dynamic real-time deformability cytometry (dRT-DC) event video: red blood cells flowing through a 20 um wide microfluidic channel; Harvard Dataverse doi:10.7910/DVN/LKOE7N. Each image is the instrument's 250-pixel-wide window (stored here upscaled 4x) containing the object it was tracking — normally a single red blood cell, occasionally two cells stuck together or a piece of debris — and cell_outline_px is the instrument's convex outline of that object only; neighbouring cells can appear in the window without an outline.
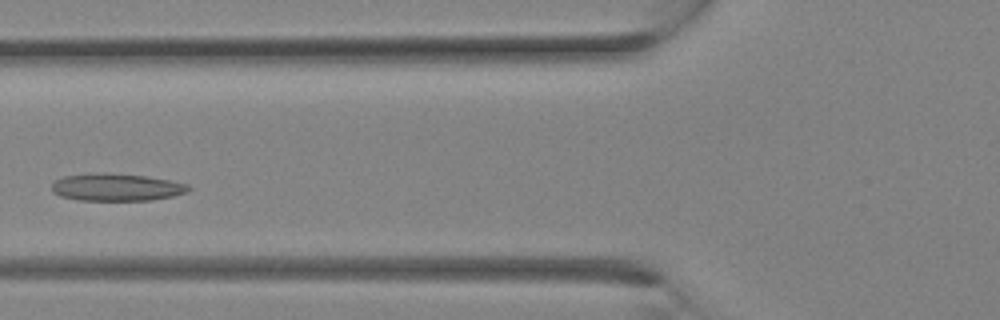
{"species": "Egyptian fruit bat (a non-hibernating species)", "species_latin": "Rousettus aegyptiacus", "temperature_condition": "room temperature", "stored_images_in_passage": 26, "camera_frame_rate_fps": 3000, "um_per_image_px": 0.085, "animal": {"sex": "female"}, "frame": {"image": 1, "passage_image": 8, "time_ms": 2.333, "image_size_px": [1000, 320], "cell_outline_px": [[192, 188], [188, 192], [172, 196], [152, 200], [76, 200], [60, 196], [52, 192], [52, 184], [56, 180], [64, 176], [104, 172], [144, 176], [172, 180], [188, 184]], "centroid_in_image_um": [9.92, 15.91], "position_along_channel_um": 115.9, "area_um2": 21.91}}
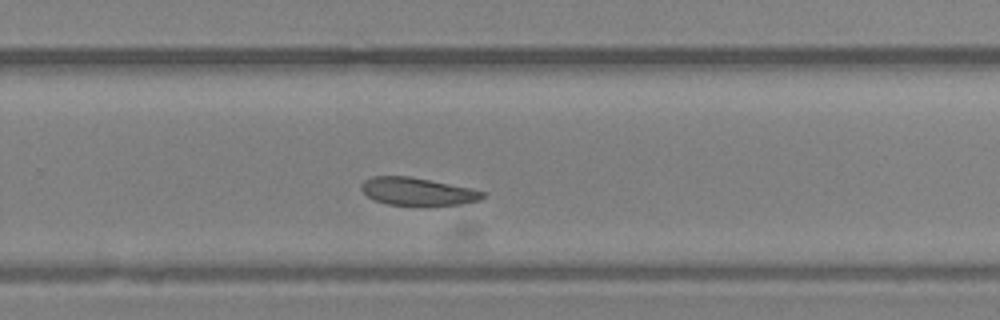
{"frame": {"image": 2, "passage_image": 16, "time_ms": 5.0, "image_size_px": [1000, 320], "cell_outline_px": [[484, 196], [480, 200], [464, 204], [428, 208], [424, 208], [388, 204], [376, 200], [368, 196], [360, 188], [360, 184], [364, 180], [372, 176], [408, 176], [432, 180], [472, 188], [484, 192]], "centroid_in_image_um": [35.53, 16.32], "position_along_channel_um": 294.3, "area_um2": 20.46}}
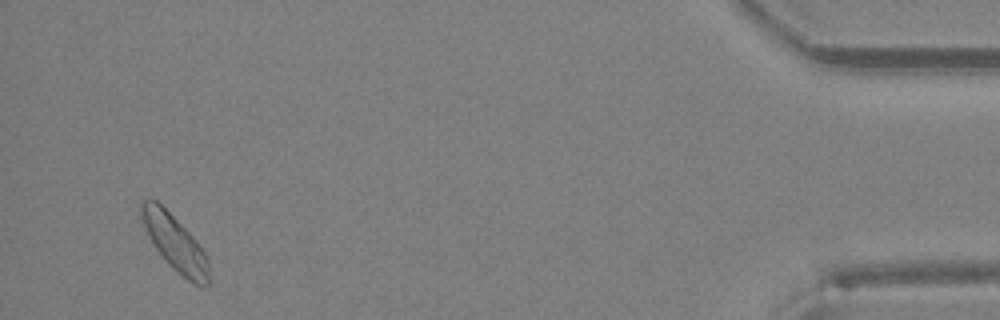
{"frame": {"image": 3, "passage_image": 25, "time_ms": 8.0, "image_size_px": [1000, 320], "cell_outline_px": [[208, 284], [196, 284], [188, 280], [172, 268], [168, 264], [156, 248], [140, 216], [140, 200], [156, 200], [196, 240], [204, 252], [208, 260]], "centroid_in_image_um": [14.85, 20.64], "position_along_channel_um": 420.3, "area_um2": 20.98}}